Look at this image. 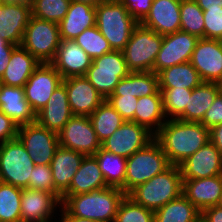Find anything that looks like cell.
Returning a JSON list of instances; mask_svg holds the SVG:
<instances>
[{
    "mask_svg": "<svg viewBox=\"0 0 222 222\" xmlns=\"http://www.w3.org/2000/svg\"><path fill=\"white\" fill-rule=\"evenodd\" d=\"M190 63L202 82L222 84V41L199 38Z\"/></svg>",
    "mask_w": 222,
    "mask_h": 222,
    "instance_id": "obj_15",
    "label": "cell"
},
{
    "mask_svg": "<svg viewBox=\"0 0 222 222\" xmlns=\"http://www.w3.org/2000/svg\"><path fill=\"white\" fill-rule=\"evenodd\" d=\"M98 161L100 170L109 187L120 188L124 192V180L126 174L125 157L115 155L100 148L94 155Z\"/></svg>",
    "mask_w": 222,
    "mask_h": 222,
    "instance_id": "obj_34",
    "label": "cell"
},
{
    "mask_svg": "<svg viewBox=\"0 0 222 222\" xmlns=\"http://www.w3.org/2000/svg\"><path fill=\"white\" fill-rule=\"evenodd\" d=\"M17 138L35 165H50L59 147L58 134L37 122L18 127Z\"/></svg>",
    "mask_w": 222,
    "mask_h": 222,
    "instance_id": "obj_10",
    "label": "cell"
},
{
    "mask_svg": "<svg viewBox=\"0 0 222 222\" xmlns=\"http://www.w3.org/2000/svg\"><path fill=\"white\" fill-rule=\"evenodd\" d=\"M31 16V4L0 0V35L11 44L21 45Z\"/></svg>",
    "mask_w": 222,
    "mask_h": 222,
    "instance_id": "obj_16",
    "label": "cell"
},
{
    "mask_svg": "<svg viewBox=\"0 0 222 222\" xmlns=\"http://www.w3.org/2000/svg\"><path fill=\"white\" fill-rule=\"evenodd\" d=\"M160 90L158 74L153 71L130 72L116 85L110 96L142 97L156 94Z\"/></svg>",
    "mask_w": 222,
    "mask_h": 222,
    "instance_id": "obj_30",
    "label": "cell"
},
{
    "mask_svg": "<svg viewBox=\"0 0 222 222\" xmlns=\"http://www.w3.org/2000/svg\"><path fill=\"white\" fill-rule=\"evenodd\" d=\"M61 198L45 190L23 188L21 195V222H49Z\"/></svg>",
    "mask_w": 222,
    "mask_h": 222,
    "instance_id": "obj_19",
    "label": "cell"
},
{
    "mask_svg": "<svg viewBox=\"0 0 222 222\" xmlns=\"http://www.w3.org/2000/svg\"><path fill=\"white\" fill-rule=\"evenodd\" d=\"M71 1L85 3V4L91 5L93 7H96L100 3H103V2L108 1V0H71Z\"/></svg>",
    "mask_w": 222,
    "mask_h": 222,
    "instance_id": "obj_53",
    "label": "cell"
},
{
    "mask_svg": "<svg viewBox=\"0 0 222 222\" xmlns=\"http://www.w3.org/2000/svg\"><path fill=\"white\" fill-rule=\"evenodd\" d=\"M58 25L61 40H74L87 28L96 25V9L85 3L71 1L68 12Z\"/></svg>",
    "mask_w": 222,
    "mask_h": 222,
    "instance_id": "obj_26",
    "label": "cell"
},
{
    "mask_svg": "<svg viewBox=\"0 0 222 222\" xmlns=\"http://www.w3.org/2000/svg\"><path fill=\"white\" fill-rule=\"evenodd\" d=\"M164 36L140 23L133 29L130 40L122 50L130 72L153 71Z\"/></svg>",
    "mask_w": 222,
    "mask_h": 222,
    "instance_id": "obj_6",
    "label": "cell"
},
{
    "mask_svg": "<svg viewBox=\"0 0 222 222\" xmlns=\"http://www.w3.org/2000/svg\"><path fill=\"white\" fill-rule=\"evenodd\" d=\"M129 73L123 52L112 50L94 58L85 77L107 99L114 92L120 80Z\"/></svg>",
    "mask_w": 222,
    "mask_h": 222,
    "instance_id": "obj_9",
    "label": "cell"
},
{
    "mask_svg": "<svg viewBox=\"0 0 222 222\" xmlns=\"http://www.w3.org/2000/svg\"><path fill=\"white\" fill-rule=\"evenodd\" d=\"M0 111L18 127L36 122V113L26 100L22 87L0 85Z\"/></svg>",
    "mask_w": 222,
    "mask_h": 222,
    "instance_id": "obj_24",
    "label": "cell"
},
{
    "mask_svg": "<svg viewBox=\"0 0 222 222\" xmlns=\"http://www.w3.org/2000/svg\"><path fill=\"white\" fill-rule=\"evenodd\" d=\"M180 30L204 38V15L196 0H181Z\"/></svg>",
    "mask_w": 222,
    "mask_h": 222,
    "instance_id": "obj_37",
    "label": "cell"
},
{
    "mask_svg": "<svg viewBox=\"0 0 222 222\" xmlns=\"http://www.w3.org/2000/svg\"><path fill=\"white\" fill-rule=\"evenodd\" d=\"M73 115L90 116L105 100L85 76L63 79Z\"/></svg>",
    "mask_w": 222,
    "mask_h": 222,
    "instance_id": "obj_18",
    "label": "cell"
},
{
    "mask_svg": "<svg viewBox=\"0 0 222 222\" xmlns=\"http://www.w3.org/2000/svg\"><path fill=\"white\" fill-rule=\"evenodd\" d=\"M40 62L21 45L16 46L12 53L0 83L8 86L22 87L26 84Z\"/></svg>",
    "mask_w": 222,
    "mask_h": 222,
    "instance_id": "obj_27",
    "label": "cell"
},
{
    "mask_svg": "<svg viewBox=\"0 0 222 222\" xmlns=\"http://www.w3.org/2000/svg\"><path fill=\"white\" fill-rule=\"evenodd\" d=\"M198 39L197 36L182 30L164 35L153 72L158 74L168 67L190 62Z\"/></svg>",
    "mask_w": 222,
    "mask_h": 222,
    "instance_id": "obj_13",
    "label": "cell"
},
{
    "mask_svg": "<svg viewBox=\"0 0 222 222\" xmlns=\"http://www.w3.org/2000/svg\"><path fill=\"white\" fill-rule=\"evenodd\" d=\"M35 164L18 138L0 144V181L29 188Z\"/></svg>",
    "mask_w": 222,
    "mask_h": 222,
    "instance_id": "obj_8",
    "label": "cell"
},
{
    "mask_svg": "<svg viewBox=\"0 0 222 222\" xmlns=\"http://www.w3.org/2000/svg\"><path fill=\"white\" fill-rule=\"evenodd\" d=\"M63 78L51 63H40L23 86L25 98L37 114L48 102Z\"/></svg>",
    "mask_w": 222,
    "mask_h": 222,
    "instance_id": "obj_14",
    "label": "cell"
},
{
    "mask_svg": "<svg viewBox=\"0 0 222 222\" xmlns=\"http://www.w3.org/2000/svg\"><path fill=\"white\" fill-rule=\"evenodd\" d=\"M163 97L165 116L170 115L176 119L188 104L192 89L186 88H160Z\"/></svg>",
    "mask_w": 222,
    "mask_h": 222,
    "instance_id": "obj_40",
    "label": "cell"
},
{
    "mask_svg": "<svg viewBox=\"0 0 222 222\" xmlns=\"http://www.w3.org/2000/svg\"><path fill=\"white\" fill-rule=\"evenodd\" d=\"M62 221L61 222H99L95 220H90L87 218H80L71 215L64 207L62 208Z\"/></svg>",
    "mask_w": 222,
    "mask_h": 222,
    "instance_id": "obj_51",
    "label": "cell"
},
{
    "mask_svg": "<svg viewBox=\"0 0 222 222\" xmlns=\"http://www.w3.org/2000/svg\"><path fill=\"white\" fill-rule=\"evenodd\" d=\"M210 142L222 155V123L209 129Z\"/></svg>",
    "mask_w": 222,
    "mask_h": 222,
    "instance_id": "obj_50",
    "label": "cell"
},
{
    "mask_svg": "<svg viewBox=\"0 0 222 222\" xmlns=\"http://www.w3.org/2000/svg\"><path fill=\"white\" fill-rule=\"evenodd\" d=\"M96 9V27L108 41L112 50L122 51L139 24L120 0L100 3Z\"/></svg>",
    "mask_w": 222,
    "mask_h": 222,
    "instance_id": "obj_4",
    "label": "cell"
},
{
    "mask_svg": "<svg viewBox=\"0 0 222 222\" xmlns=\"http://www.w3.org/2000/svg\"><path fill=\"white\" fill-rule=\"evenodd\" d=\"M203 15L204 38L222 40V8H208Z\"/></svg>",
    "mask_w": 222,
    "mask_h": 222,
    "instance_id": "obj_43",
    "label": "cell"
},
{
    "mask_svg": "<svg viewBox=\"0 0 222 222\" xmlns=\"http://www.w3.org/2000/svg\"><path fill=\"white\" fill-rule=\"evenodd\" d=\"M171 165L179 166L209 141V129L200 122L166 120L154 134Z\"/></svg>",
    "mask_w": 222,
    "mask_h": 222,
    "instance_id": "obj_1",
    "label": "cell"
},
{
    "mask_svg": "<svg viewBox=\"0 0 222 222\" xmlns=\"http://www.w3.org/2000/svg\"><path fill=\"white\" fill-rule=\"evenodd\" d=\"M63 79L85 76L92 64L89 55L73 40H61L51 62Z\"/></svg>",
    "mask_w": 222,
    "mask_h": 222,
    "instance_id": "obj_20",
    "label": "cell"
},
{
    "mask_svg": "<svg viewBox=\"0 0 222 222\" xmlns=\"http://www.w3.org/2000/svg\"><path fill=\"white\" fill-rule=\"evenodd\" d=\"M217 206L222 208V193H221V196H220V199H219V202H218Z\"/></svg>",
    "mask_w": 222,
    "mask_h": 222,
    "instance_id": "obj_55",
    "label": "cell"
},
{
    "mask_svg": "<svg viewBox=\"0 0 222 222\" xmlns=\"http://www.w3.org/2000/svg\"><path fill=\"white\" fill-rule=\"evenodd\" d=\"M18 126L0 111V144L17 138Z\"/></svg>",
    "mask_w": 222,
    "mask_h": 222,
    "instance_id": "obj_47",
    "label": "cell"
},
{
    "mask_svg": "<svg viewBox=\"0 0 222 222\" xmlns=\"http://www.w3.org/2000/svg\"><path fill=\"white\" fill-rule=\"evenodd\" d=\"M200 222H222V208L216 205L203 210Z\"/></svg>",
    "mask_w": 222,
    "mask_h": 222,
    "instance_id": "obj_49",
    "label": "cell"
},
{
    "mask_svg": "<svg viewBox=\"0 0 222 222\" xmlns=\"http://www.w3.org/2000/svg\"><path fill=\"white\" fill-rule=\"evenodd\" d=\"M170 165L161 146L153 139L127 158L124 193L128 195L134 188L162 173Z\"/></svg>",
    "mask_w": 222,
    "mask_h": 222,
    "instance_id": "obj_5",
    "label": "cell"
},
{
    "mask_svg": "<svg viewBox=\"0 0 222 222\" xmlns=\"http://www.w3.org/2000/svg\"><path fill=\"white\" fill-rule=\"evenodd\" d=\"M114 222H154V212L126 195L120 202Z\"/></svg>",
    "mask_w": 222,
    "mask_h": 222,
    "instance_id": "obj_41",
    "label": "cell"
},
{
    "mask_svg": "<svg viewBox=\"0 0 222 222\" xmlns=\"http://www.w3.org/2000/svg\"><path fill=\"white\" fill-rule=\"evenodd\" d=\"M221 91L222 84L201 82L192 89L185 110L176 119L185 122H200Z\"/></svg>",
    "mask_w": 222,
    "mask_h": 222,
    "instance_id": "obj_29",
    "label": "cell"
},
{
    "mask_svg": "<svg viewBox=\"0 0 222 222\" xmlns=\"http://www.w3.org/2000/svg\"><path fill=\"white\" fill-rule=\"evenodd\" d=\"M126 194L117 187L69 196L62 206L73 216L99 222H114Z\"/></svg>",
    "mask_w": 222,
    "mask_h": 222,
    "instance_id": "obj_2",
    "label": "cell"
},
{
    "mask_svg": "<svg viewBox=\"0 0 222 222\" xmlns=\"http://www.w3.org/2000/svg\"><path fill=\"white\" fill-rule=\"evenodd\" d=\"M201 212L183 195L154 212V222H200Z\"/></svg>",
    "mask_w": 222,
    "mask_h": 222,
    "instance_id": "obj_32",
    "label": "cell"
},
{
    "mask_svg": "<svg viewBox=\"0 0 222 222\" xmlns=\"http://www.w3.org/2000/svg\"><path fill=\"white\" fill-rule=\"evenodd\" d=\"M98 140L102 143L111 136L125 120L105 99L89 116Z\"/></svg>",
    "mask_w": 222,
    "mask_h": 222,
    "instance_id": "obj_35",
    "label": "cell"
},
{
    "mask_svg": "<svg viewBox=\"0 0 222 222\" xmlns=\"http://www.w3.org/2000/svg\"><path fill=\"white\" fill-rule=\"evenodd\" d=\"M196 2L203 11L208 8H222V0H196Z\"/></svg>",
    "mask_w": 222,
    "mask_h": 222,
    "instance_id": "obj_52",
    "label": "cell"
},
{
    "mask_svg": "<svg viewBox=\"0 0 222 222\" xmlns=\"http://www.w3.org/2000/svg\"><path fill=\"white\" fill-rule=\"evenodd\" d=\"M182 179L208 178L222 174V155L209 141L179 165Z\"/></svg>",
    "mask_w": 222,
    "mask_h": 222,
    "instance_id": "obj_17",
    "label": "cell"
},
{
    "mask_svg": "<svg viewBox=\"0 0 222 222\" xmlns=\"http://www.w3.org/2000/svg\"><path fill=\"white\" fill-rule=\"evenodd\" d=\"M128 13L140 23L149 13L154 0H120Z\"/></svg>",
    "mask_w": 222,
    "mask_h": 222,
    "instance_id": "obj_46",
    "label": "cell"
},
{
    "mask_svg": "<svg viewBox=\"0 0 222 222\" xmlns=\"http://www.w3.org/2000/svg\"><path fill=\"white\" fill-rule=\"evenodd\" d=\"M57 134L59 146L85 156H93L101 148L89 116L73 115Z\"/></svg>",
    "mask_w": 222,
    "mask_h": 222,
    "instance_id": "obj_11",
    "label": "cell"
},
{
    "mask_svg": "<svg viewBox=\"0 0 222 222\" xmlns=\"http://www.w3.org/2000/svg\"><path fill=\"white\" fill-rule=\"evenodd\" d=\"M4 2H22V3H27L31 4L32 0H2Z\"/></svg>",
    "mask_w": 222,
    "mask_h": 222,
    "instance_id": "obj_54",
    "label": "cell"
},
{
    "mask_svg": "<svg viewBox=\"0 0 222 222\" xmlns=\"http://www.w3.org/2000/svg\"><path fill=\"white\" fill-rule=\"evenodd\" d=\"M108 102L119 112L125 121H134L138 97L134 96H109Z\"/></svg>",
    "mask_w": 222,
    "mask_h": 222,
    "instance_id": "obj_44",
    "label": "cell"
},
{
    "mask_svg": "<svg viewBox=\"0 0 222 222\" xmlns=\"http://www.w3.org/2000/svg\"><path fill=\"white\" fill-rule=\"evenodd\" d=\"M181 0H154L147 16L140 24L160 35L180 30Z\"/></svg>",
    "mask_w": 222,
    "mask_h": 222,
    "instance_id": "obj_21",
    "label": "cell"
},
{
    "mask_svg": "<svg viewBox=\"0 0 222 222\" xmlns=\"http://www.w3.org/2000/svg\"><path fill=\"white\" fill-rule=\"evenodd\" d=\"M85 155L59 146L51 161L55 188L63 194L70 186L74 174L80 167Z\"/></svg>",
    "mask_w": 222,
    "mask_h": 222,
    "instance_id": "obj_28",
    "label": "cell"
},
{
    "mask_svg": "<svg viewBox=\"0 0 222 222\" xmlns=\"http://www.w3.org/2000/svg\"><path fill=\"white\" fill-rule=\"evenodd\" d=\"M22 188L0 181V222H21Z\"/></svg>",
    "mask_w": 222,
    "mask_h": 222,
    "instance_id": "obj_36",
    "label": "cell"
},
{
    "mask_svg": "<svg viewBox=\"0 0 222 222\" xmlns=\"http://www.w3.org/2000/svg\"><path fill=\"white\" fill-rule=\"evenodd\" d=\"M182 194L200 211L216 206L222 193V174L200 179H182Z\"/></svg>",
    "mask_w": 222,
    "mask_h": 222,
    "instance_id": "obj_22",
    "label": "cell"
},
{
    "mask_svg": "<svg viewBox=\"0 0 222 222\" xmlns=\"http://www.w3.org/2000/svg\"><path fill=\"white\" fill-rule=\"evenodd\" d=\"M29 179V188L37 190H45L60 198L62 194L55 188L52 170L50 165H35Z\"/></svg>",
    "mask_w": 222,
    "mask_h": 222,
    "instance_id": "obj_42",
    "label": "cell"
},
{
    "mask_svg": "<svg viewBox=\"0 0 222 222\" xmlns=\"http://www.w3.org/2000/svg\"><path fill=\"white\" fill-rule=\"evenodd\" d=\"M183 181L179 166L170 165L165 171L134 188L127 196L136 204L153 212L182 194Z\"/></svg>",
    "mask_w": 222,
    "mask_h": 222,
    "instance_id": "obj_3",
    "label": "cell"
},
{
    "mask_svg": "<svg viewBox=\"0 0 222 222\" xmlns=\"http://www.w3.org/2000/svg\"><path fill=\"white\" fill-rule=\"evenodd\" d=\"M200 123L208 129L222 123V91L216 96Z\"/></svg>",
    "mask_w": 222,
    "mask_h": 222,
    "instance_id": "obj_45",
    "label": "cell"
},
{
    "mask_svg": "<svg viewBox=\"0 0 222 222\" xmlns=\"http://www.w3.org/2000/svg\"><path fill=\"white\" fill-rule=\"evenodd\" d=\"M15 47L16 45L7 42L0 35V79L4 75V72L11 58V53Z\"/></svg>",
    "mask_w": 222,
    "mask_h": 222,
    "instance_id": "obj_48",
    "label": "cell"
},
{
    "mask_svg": "<svg viewBox=\"0 0 222 222\" xmlns=\"http://www.w3.org/2000/svg\"><path fill=\"white\" fill-rule=\"evenodd\" d=\"M73 41H75L92 60L112 51L108 41L104 38L96 25L87 28Z\"/></svg>",
    "mask_w": 222,
    "mask_h": 222,
    "instance_id": "obj_39",
    "label": "cell"
},
{
    "mask_svg": "<svg viewBox=\"0 0 222 222\" xmlns=\"http://www.w3.org/2000/svg\"><path fill=\"white\" fill-rule=\"evenodd\" d=\"M58 23L31 16L23 34L21 46L40 63H51L60 46Z\"/></svg>",
    "mask_w": 222,
    "mask_h": 222,
    "instance_id": "obj_7",
    "label": "cell"
},
{
    "mask_svg": "<svg viewBox=\"0 0 222 222\" xmlns=\"http://www.w3.org/2000/svg\"><path fill=\"white\" fill-rule=\"evenodd\" d=\"M153 139L154 134L146 127L134 121H125L101 143V148L127 159L136 151L144 148Z\"/></svg>",
    "mask_w": 222,
    "mask_h": 222,
    "instance_id": "obj_12",
    "label": "cell"
},
{
    "mask_svg": "<svg viewBox=\"0 0 222 222\" xmlns=\"http://www.w3.org/2000/svg\"><path fill=\"white\" fill-rule=\"evenodd\" d=\"M108 187L94 156H85L74 174L69 188L62 194L63 203L69 196L87 193Z\"/></svg>",
    "mask_w": 222,
    "mask_h": 222,
    "instance_id": "obj_25",
    "label": "cell"
},
{
    "mask_svg": "<svg viewBox=\"0 0 222 222\" xmlns=\"http://www.w3.org/2000/svg\"><path fill=\"white\" fill-rule=\"evenodd\" d=\"M159 88L194 89L201 78L190 62L168 67L158 73Z\"/></svg>",
    "mask_w": 222,
    "mask_h": 222,
    "instance_id": "obj_33",
    "label": "cell"
},
{
    "mask_svg": "<svg viewBox=\"0 0 222 222\" xmlns=\"http://www.w3.org/2000/svg\"><path fill=\"white\" fill-rule=\"evenodd\" d=\"M164 117L168 116H165L164 113L163 97L160 90L156 94L138 98L134 114L135 123L146 127L150 132L155 134L166 122ZM156 125L157 127H155Z\"/></svg>",
    "mask_w": 222,
    "mask_h": 222,
    "instance_id": "obj_31",
    "label": "cell"
},
{
    "mask_svg": "<svg viewBox=\"0 0 222 222\" xmlns=\"http://www.w3.org/2000/svg\"><path fill=\"white\" fill-rule=\"evenodd\" d=\"M72 116L66 87L62 83L53 91L47 104L36 114V122L58 133Z\"/></svg>",
    "mask_w": 222,
    "mask_h": 222,
    "instance_id": "obj_23",
    "label": "cell"
},
{
    "mask_svg": "<svg viewBox=\"0 0 222 222\" xmlns=\"http://www.w3.org/2000/svg\"><path fill=\"white\" fill-rule=\"evenodd\" d=\"M70 3L71 0H32V16L59 24L68 12Z\"/></svg>",
    "mask_w": 222,
    "mask_h": 222,
    "instance_id": "obj_38",
    "label": "cell"
}]
</instances>
